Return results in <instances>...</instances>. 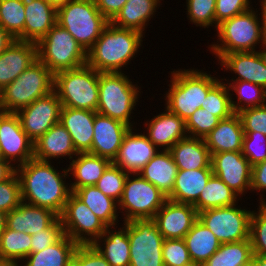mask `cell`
Masks as SVG:
<instances>
[{
    "label": "cell",
    "mask_w": 266,
    "mask_h": 266,
    "mask_svg": "<svg viewBox=\"0 0 266 266\" xmlns=\"http://www.w3.org/2000/svg\"><path fill=\"white\" fill-rule=\"evenodd\" d=\"M59 171L49 161L35 158L16 168L20 181L22 201L31 205L45 207L60 216L72 193L68 169ZM58 170V171H57ZM65 179V180H64Z\"/></svg>",
    "instance_id": "6da1fadb"
},
{
    "label": "cell",
    "mask_w": 266,
    "mask_h": 266,
    "mask_svg": "<svg viewBox=\"0 0 266 266\" xmlns=\"http://www.w3.org/2000/svg\"><path fill=\"white\" fill-rule=\"evenodd\" d=\"M144 37L140 31L119 28L110 22L87 52V64L100 73L122 72L140 52Z\"/></svg>",
    "instance_id": "7a4b0ae2"
},
{
    "label": "cell",
    "mask_w": 266,
    "mask_h": 266,
    "mask_svg": "<svg viewBox=\"0 0 266 266\" xmlns=\"http://www.w3.org/2000/svg\"><path fill=\"white\" fill-rule=\"evenodd\" d=\"M170 84L164 94L165 107L184 121L205 101L208 91L220 80L215 75L198 69L170 71ZM215 76V77H213Z\"/></svg>",
    "instance_id": "3957f363"
},
{
    "label": "cell",
    "mask_w": 266,
    "mask_h": 266,
    "mask_svg": "<svg viewBox=\"0 0 266 266\" xmlns=\"http://www.w3.org/2000/svg\"><path fill=\"white\" fill-rule=\"evenodd\" d=\"M260 9L259 13L253 7L218 25V43L209 46L210 52L216 56L215 59L219 60L224 54L232 52L256 51L257 45L261 46L264 42L262 6Z\"/></svg>",
    "instance_id": "277c9868"
},
{
    "label": "cell",
    "mask_w": 266,
    "mask_h": 266,
    "mask_svg": "<svg viewBox=\"0 0 266 266\" xmlns=\"http://www.w3.org/2000/svg\"><path fill=\"white\" fill-rule=\"evenodd\" d=\"M125 72H99V93L97 113L119 120L134 128V119L131 114L136 105L142 89L129 79ZM134 122V123H133Z\"/></svg>",
    "instance_id": "5b68a950"
},
{
    "label": "cell",
    "mask_w": 266,
    "mask_h": 266,
    "mask_svg": "<svg viewBox=\"0 0 266 266\" xmlns=\"http://www.w3.org/2000/svg\"><path fill=\"white\" fill-rule=\"evenodd\" d=\"M57 23L87 53L110 22L100 13L94 0H69L57 8Z\"/></svg>",
    "instance_id": "8992f818"
},
{
    "label": "cell",
    "mask_w": 266,
    "mask_h": 266,
    "mask_svg": "<svg viewBox=\"0 0 266 266\" xmlns=\"http://www.w3.org/2000/svg\"><path fill=\"white\" fill-rule=\"evenodd\" d=\"M99 72L88 64L54 75V91L62 106L97 111Z\"/></svg>",
    "instance_id": "52a82bcc"
},
{
    "label": "cell",
    "mask_w": 266,
    "mask_h": 266,
    "mask_svg": "<svg viewBox=\"0 0 266 266\" xmlns=\"http://www.w3.org/2000/svg\"><path fill=\"white\" fill-rule=\"evenodd\" d=\"M54 91V74L38 59L1 90L3 112L16 113Z\"/></svg>",
    "instance_id": "ba28073f"
},
{
    "label": "cell",
    "mask_w": 266,
    "mask_h": 266,
    "mask_svg": "<svg viewBox=\"0 0 266 266\" xmlns=\"http://www.w3.org/2000/svg\"><path fill=\"white\" fill-rule=\"evenodd\" d=\"M37 59L54 75L87 64V53L58 23L37 43Z\"/></svg>",
    "instance_id": "9c48e42d"
},
{
    "label": "cell",
    "mask_w": 266,
    "mask_h": 266,
    "mask_svg": "<svg viewBox=\"0 0 266 266\" xmlns=\"http://www.w3.org/2000/svg\"><path fill=\"white\" fill-rule=\"evenodd\" d=\"M167 197L139 173L128 174L123 195L118 203L119 213H124L123 221L153 219Z\"/></svg>",
    "instance_id": "30bf717a"
},
{
    "label": "cell",
    "mask_w": 266,
    "mask_h": 266,
    "mask_svg": "<svg viewBox=\"0 0 266 266\" xmlns=\"http://www.w3.org/2000/svg\"><path fill=\"white\" fill-rule=\"evenodd\" d=\"M252 211L232 206L206 209L198 212V220L206 226L220 243L250 240V219Z\"/></svg>",
    "instance_id": "8fae6325"
},
{
    "label": "cell",
    "mask_w": 266,
    "mask_h": 266,
    "mask_svg": "<svg viewBox=\"0 0 266 266\" xmlns=\"http://www.w3.org/2000/svg\"><path fill=\"white\" fill-rule=\"evenodd\" d=\"M130 243V266H164V238L153 219H134L127 222Z\"/></svg>",
    "instance_id": "7c38bea8"
},
{
    "label": "cell",
    "mask_w": 266,
    "mask_h": 266,
    "mask_svg": "<svg viewBox=\"0 0 266 266\" xmlns=\"http://www.w3.org/2000/svg\"><path fill=\"white\" fill-rule=\"evenodd\" d=\"M60 218L65 234L78 245L93 244L107 227L73 192Z\"/></svg>",
    "instance_id": "4fadbf2b"
},
{
    "label": "cell",
    "mask_w": 266,
    "mask_h": 266,
    "mask_svg": "<svg viewBox=\"0 0 266 266\" xmlns=\"http://www.w3.org/2000/svg\"><path fill=\"white\" fill-rule=\"evenodd\" d=\"M0 152L16 168L34 158V142L23 131L16 113H0Z\"/></svg>",
    "instance_id": "5bb4252c"
},
{
    "label": "cell",
    "mask_w": 266,
    "mask_h": 266,
    "mask_svg": "<svg viewBox=\"0 0 266 266\" xmlns=\"http://www.w3.org/2000/svg\"><path fill=\"white\" fill-rule=\"evenodd\" d=\"M62 104L55 91L36 99L16 112L23 131L35 142L52 126L60 123Z\"/></svg>",
    "instance_id": "9a60e30c"
},
{
    "label": "cell",
    "mask_w": 266,
    "mask_h": 266,
    "mask_svg": "<svg viewBox=\"0 0 266 266\" xmlns=\"http://www.w3.org/2000/svg\"><path fill=\"white\" fill-rule=\"evenodd\" d=\"M211 166L213 175L225 182L240 198L251 191L252 166L241 151L214 153L211 155Z\"/></svg>",
    "instance_id": "2e32d148"
},
{
    "label": "cell",
    "mask_w": 266,
    "mask_h": 266,
    "mask_svg": "<svg viewBox=\"0 0 266 266\" xmlns=\"http://www.w3.org/2000/svg\"><path fill=\"white\" fill-rule=\"evenodd\" d=\"M153 220L164 239H184L198 220V211L192 204L167 199Z\"/></svg>",
    "instance_id": "e0dca14e"
},
{
    "label": "cell",
    "mask_w": 266,
    "mask_h": 266,
    "mask_svg": "<svg viewBox=\"0 0 266 266\" xmlns=\"http://www.w3.org/2000/svg\"><path fill=\"white\" fill-rule=\"evenodd\" d=\"M130 128L112 162L128 174H137L160 151L145 135ZM135 131V132H134Z\"/></svg>",
    "instance_id": "ac0fdd59"
},
{
    "label": "cell",
    "mask_w": 266,
    "mask_h": 266,
    "mask_svg": "<svg viewBox=\"0 0 266 266\" xmlns=\"http://www.w3.org/2000/svg\"><path fill=\"white\" fill-rule=\"evenodd\" d=\"M131 127L100 113L95 114L90 154L104 157L111 162L117 157L123 138Z\"/></svg>",
    "instance_id": "d6986e66"
},
{
    "label": "cell",
    "mask_w": 266,
    "mask_h": 266,
    "mask_svg": "<svg viewBox=\"0 0 266 266\" xmlns=\"http://www.w3.org/2000/svg\"><path fill=\"white\" fill-rule=\"evenodd\" d=\"M218 61L222 70L237 75L223 81H249L266 89V65L257 50L224 54Z\"/></svg>",
    "instance_id": "ffe728a7"
},
{
    "label": "cell",
    "mask_w": 266,
    "mask_h": 266,
    "mask_svg": "<svg viewBox=\"0 0 266 266\" xmlns=\"http://www.w3.org/2000/svg\"><path fill=\"white\" fill-rule=\"evenodd\" d=\"M164 109V112L144 123V129L147 130H144L143 133H146L147 138L159 150L169 151L177 141L188 135L185 121L178 115L171 113L166 107Z\"/></svg>",
    "instance_id": "44dd1931"
},
{
    "label": "cell",
    "mask_w": 266,
    "mask_h": 266,
    "mask_svg": "<svg viewBox=\"0 0 266 266\" xmlns=\"http://www.w3.org/2000/svg\"><path fill=\"white\" fill-rule=\"evenodd\" d=\"M36 60V43L14 39L0 54V89L13 82Z\"/></svg>",
    "instance_id": "7402d4cb"
},
{
    "label": "cell",
    "mask_w": 266,
    "mask_h": 266,
    "mask_svg": "<svg viewBox=\"0 0 266 266\" xmlns=\"http://www.w3.org/2000/svg\"><path fill=\"white\" fill-rule=\"evenodd\" d=\"M96 111L62 106L60 123L67 129L77 153H89L92 147Z\"/></svg>",
    "instance_id": "603a6c76"
},
{
    "label": "cell",
    "mask_w": 266,
    "mask_h": 266,
    "mask_svg": "<svg viewBox=\"0 0 266 266\" xmlns=\"http://www.w3.org/2000/svg\"><path fill=\"white\" fill-rule=\"evenodd\" d=\"M24 41L38 43L57 23V8L46 0H24Z\"/></svg>",
    "instance_id": "cb8c5ba5"
},
{
    "label": "cell",
    "mask_w": 266,
    "mask_h": 266,
    "mask_svg": "<svg viewBox=\"0 0 266 266\" xmlns=\"http://www.w3.org/2000/svg\"><path fill=\"white\" fill-rule=\"evenodd\" d=\"M77 154L71 135L61 123L52 126L34 142V158L40 161L66 157L71 161Z\"/></svg>",
    "instance_id": "d4e9b609"
},
{
    "label": "cell",
    "mask_w": 266,
    "mask_h": 266,
    "mask_svg": "<svg viewBox=\"0 0 266 266\" xmlns=\"http://www.w3.org/2000/svg\"><path fill=\"white\" fill-rule=\"evenodd\" d=\"M58 215L52 210L21 202L7 213L6 227L18 232L34 235L46 229Z\"/></svg>",
    "instance_id": "484cf974"
},
{
    "label": "cell",
    "mask_w": 266,
    "mask_h": 266,
    "mask_svg": "<svg viewBox=\"0 0 266 266\" xmlns=\"http://www.w3.org/2000/svg\"><path fill=\"white\" fill-rule=\"evenodd\" d=\"M106 227L105 232L92 245L110 266H130V243L127 222L123 225Z\"/></svg>",
    "instance_id": "4316f807"
},
{
    "label": "cell",
    "mask_w": 266,
    "mask_h": 266,
    "mask_svg": "<svg viewBox=\"0 0 266 266\" xmlns=\"http://www.w3.org/2000/svg\"><path fill=\"white\" fill-rule=\"evenodd\" d=\"M244 130L237 113L219 121L218 125L203 139L210 154L227 151H241Z\"/></svg>",
    "instance_id": "83f0119b"
},
{
    "label": "cell",
    "mask_w": 266,
    "mask_h": 266,
    "mask_svg": "<svg viewBox=\"0 0 266 266\" xmlns=\"http://www.w3.org/2000/svg\"><path fill=\"white\" fill-rule=\"evenodd\" d=\"M169 151L178 170H196L211 165V154L203 138L187 136L177 141Z\"/></svg>",
    "instance_id": "f1b7e54d"
},
{
    "label": "cell",
    "mask_w": 266,
    "mask_h": 266,
    "mask_svg": "<svg viewBox=\"0 0 266 266\" xmlns=\"http://www.w3.org/2000/svg\"><path fill=\"white\" fill-rule=\"evenodd\" d=\"M67 165L69 175L74 181L69 183L71 191L96 185L106 168L112 163L109 159L90 153H78Z\"/></svg>",
    "instance_id": "f546056e"
},
{
    "label": "cell",
    "mask_w": 266,
    "mask_h": 266,
    "mask_svg": "<svg viewBox=\"0 0 266 266\" xmlns=\"http://www.w3.org/2000/svg\"><path fill=\"white\" fill-rule=\"evenodd\" d=\"M212 175L211 165L208 168L196 170H178L174 188L167 199L177 203L193 205Z\"/></svg>",
    "instance_id": "4dcf8cb0"
},
{
    "label": "cell",
    "mask_w": 266,
    "mask_h": 266,
    "mask_svg": "<svg viewBox=\"0 0 266 266\" xmlns=\"http://www.w3.org/2000/svg\"><path fill=\"white\" fill-rule=\"evenodd\" d=\"M177 171L171 152L160 150L139 174L168 197L174 188Z\"/></svg>",
    "instance_id": "1f68e13d"
},
{
    "label": "cell",
    "mask_w": 266,
    "mask_h": 266,
    "mask_svg": "<svg viewBox=\"0 0 266 266\" xmlns=\"http://www.w3.org/2000/svg\"><path fill=\"white\" fill-rule=\"evenodd\" d=\"M161 1L127 0L111 23L119 28L134 29L145 34L144 30L151 18L156 15L155 12H158Z\"/></svg>",
    "instance_id": "d6a6232c"
},
{
    "label": "cell",
    "mask_w": 266,
    "mask_h": 266,
    "mask_svg": "<svg viewBox=\"0 0 266 266\" xmlns=\"http://www.w3.org/2000/svg\"><path fill=\"white\" fill-rule=\"evenodd\" d=\"M107 226H118V203L103 194L95 185L78 188L73 192ZM118 223V224H117Z\"/></svg>",
    "instance_id": "836d02e7"
},
{
    "label": "cell",
    "mask_w": 266,
    "mask_h": 266,
    "mask_svg": "<svg viewBox=\"0 0 266 266\" xmlns=\"http://www.w3.org/2000/svg\"><path fill=\"white\" fill-rule=\"evenodd\" d=\"M78 244L66 234L43 251L30 253L20 266H70Z\"/></svg>",
    "instance_id": "e575fe53"
},
{
    "label": "cell",
    "mask_w": 266,
    "mask_h": 266,
    "mask_svg": "<svg viewBox=\"0 0 266 266\" xmlns=\"http://www.w3.org/2000/svg\"><path fill=\"white\" fill-rule=\"evenodd\" d=\"M186 247L194 263L203 265L219 248L217 237L199 220L184 237Z\"/></svg>",
    "instance_id": "d590c367"
},
{
    "label": "cell",
    "mask_w": 266,
    "mask_h": 266,
    "mask_svg": "<svg viewBox=\"0 0 266 266\" xmlns=\"http://www.w3.org/2000/svg\"><path fill=\"white\" fill-rule=\"evenodd\" d=\"M242 200L225 182L212 175L193 204L198 212L211 208L232 206Z\"/></svg>",
    "instance_id": "8d00e7d4"
},
{
    "label": "cell",
    "mask_w": 266,
    "mask_h": 266,
    "mask_svg": "<svg viewBox=\"0 0 266 266\" xmlns=\"http://www.w3.org/2000/svg\"><path fill=\"white\" fill-rule=\"evenodd\" d=\"M226 84L230 92L234 113L266 104V89L262 86L249 81H229ZM233 92L236 94V101Z\"/></svg>",
    "instance_id": "74e56055"
},
{
    "label": "cell",
    "mask_w": 266,
    "mask_h": 266,
    "mask_svg": "<svg viewBox=\"0 0 266 266\" xmlns=\"http://www.w3.org/2000/svg\"><path fill=\"white\" fill-rule=\"evenodd\" d=\"M253 256L251 241L221 243L220 248L202 266H238Z\"/></svg>",
    "instance_id": "f35d334b"
},
{
    "label": "cell",
    "mask_w": 266,
    "mask_h": 266,
    "mask_svg": "<svg viewBox=\"0 0 266 266\" xmlns=\"http://www.w3.org/2000/svg\"><path fill=\"white\" fill-rule=\"evenodd\" d=\"M31 235L7 227L0 235V260L21 263L31 253Z\"/></svg>",
    "instance_id": "ab89813d"
},
{
    "label": "cell",
    "mask_w": 266,
    "mask_h": 266,
    "mask_svg": "<svg viewBox=\"0 0 266 266\" xmlns=\"http://www.w3.org/2000/svg\"><path fill=\"white\" fill-rule=\"evenodd\" d=\"M24 0H0V25L15 40L24 41Z\"/></svg>",
    "instance_id": "60d3db41"
},
{
    "label": "cell",
    "mask_w": 266,
    "mask_h": 266,
    "mask_svg": "<svg viewBox=\"0 0 266 266\" xmlns=\"http://www.w3.org/2000/svg\"><path fill=\"white\" fill-rule=\"evenodd\" d=\"M202 109L217 116L220 120L229 118L234 114L231 105L230 92L225 81L220 79L207 93Z\"/></svg>",
    "instance_id": "b9f144b4"
},
{
    "label": "cell",
    "mask_w": 266,
    "mask_h": 266,
    "mask_svg": "<svg viewBox=\"0 0 266 266\" xmlns=\"http://www.w3.org/2000/svg\"><path fill=\"white\" fill-rule=\"evenodd\" d=\"M128 173L123 171L120 167L111 163L103 175L96 183V187L108 197L114 199L117 203L122 198L125 181Z\"/></svg>",
    "instance_id": "7bdbcfd3"
},
{
    "label": "cell",
    "mask_w": 266,
    "mask_h": 266,
    "mask_svg": "<svg viewBox=\"0 0 266 266\" xmlns=\"http://www.w3.org/2000/svg\"><path fill=\"white\" fill-rule=\"evenodd\" d=\"M216 0H186L187 17L196 27L209 28L215 25Z\"/></svg>",
    "instance_id": "ee69618b"
},
{
    "label": "cell",
    "mask_w": 266,
    "mask_h": 266,
    "mask_svg": "<svg viewBox=\"0 0 266 266\" xmlns=\"http://www.w3.org/2000/svg\"><path fill=\"white\" fill-rule=\"evenodd\" d=\"M220 119L206 109L198 108L185 121V128L189 137L204 138L219 123Z\"/></svg>",
    "instance_id": "f6af8a7d"
},
{
    "label": "cell",
    "mask_w": 266,
    "mask_h": 266,
    "mask_svg": "<svg viewBox=\"0 0 266 266\" xmlns=\"http://www.w3.org/2000/svg\"><path fill=\"white\" fill-rule=\"evenodd\" d=\"M252 210L250 219V241L253 255L266 256V211L261 205Z\"/></svg>",
    "instance_id": "bcb514c9"
},
{
    "label": "cell",
    "mask_w": 266,
    "mask_h": 266,
    "mask_svg": "<svg viewBox=\"0 0 266 266\" xmlns=\"http://www.w3.org/2000/svg\"><path fill=\"white\" fill-rule=\"evenodd\" d=\"M242 154L251 166L266 160V135L261 132H244Z\"/></svg>",
    "instance_id": "7dc6e473"
},
{
    "label": "cell",
    "mask_w": 266,
    "mask_h": 266,
    "mask_svg": "<svg viewBox=\"0 0 266 266\" xmlns=\"http://www.w3.org/2000/svg\"><path fill=\"white\" fill-rule=\"evenodd\" d=\"M162 252L164 266H185L192 263L184 239H165Z\"/></svg>",
    "instance_id": "c3c4849f"
},
{
    "label": "cell",
    "mask_w": 266,
    "mask_h": 266,
    "mask_svg": "<svg viewBox=\"0 0 266 266\" xmlns=\"http://www.w3.org/2000/svg\"><path fill=\"white\" fill-rule=\"evenodd\" d=\"M65 235L60 216H58L46 229L31 235V253L43 251L50 245L58 242Z\"/></svg>",
    "instance_id": "681fc988"
},
{
    "label": "cell",
    "mask_w": 266,
    "mask_h": 266,
    "mask_svg": "<svg viewBox=\"0 0 266 266\" xmlns=\"http://www.w3.org/2000/svg\"><path fill=\"white\" fill-rule=\"evenodd\" d=\"M21 202L20 181L15 173L11 178L0 182V210L9 213Z\"/></svg>",
    "instance_id": "f907efd6"
},
{
    "label": "cell",
    "mask_w": 266,
    "mask_h": 266,
    "mask_svg": "<svg viewBox=\"0 0 266 266\" xmlns=\"http://www.w3.org/2000/svg\"><path fill=\"white\" fill-rule=\"evenodd\" d=\"M253 7L251 0H216L215 5V26L233 16L246 12Z\"/></svg>",
    "instance_id": "816d5d0a"
},
{
    "label": "cell",
    "mask_w": 266,
    "mask_h": 266,
    "mask_svg": "<svg viewBox=\"0 0 266 266\" xmlns=\"http://www.w3.org/2000/svg\"><path fill=\"white\" fill-rule=\"evenodd\" d=\"M244 132H261L266 135V104L247 108L237 113Z\"/></svg>",
    "instance_id": "f5cc1de1"
},
{
    "label": "cell",
    "mask_w": 266,
    "mask_h": 266,
    "mask_svg": "<svg viewBox=\"0 0 266 266\" xmlns=\"http://www.w3.org/2000/svg\"><path fill=\"white\" fill-rule=\"evenodd\" d=\"M70 266H110L105 258L91 245H78Z\"/></svg>",
    "instance_id": "db71d44e"
},
{
    "label": "cell",
    "mask_w": 266,
    "mask_h": 266,
    "mask_svg": "<svg viewBox=\"0 0 266 266\" xmlns=\"http://www.w3.org/2000/svg\"><path fill=\"white\" fill-rule=\"evenodd\" d=\"M100 13L111 22L127 0H94Z\"/></svg>",
    "instance_id": "11a10c76"
},
{
    "label": "cell",
    "mask_w": 266,
    "mask_h": 266,
    "mask_svg": "<svg viewBox=\"0 0 266 266\" xmlns=\"http://www.w3.org/2000/svg\"><path fill=\"white\" fill-rule=\"evenodd\" d=\"M259 191V193L266 191V160L252 166L251 174V191Z\"/></svg>",
    "instance_id": "9f6ffc18"
},
{
    "label": "cell",
    "mask_w": 266,
    "mask_h": 266,
    "mask_svg": "<svg viewBox=\"0 0 266 266\" xmlns=\"http://www.w3.org/2000/svg\"><path fill=\"white\" fill-rule=\"evenodd\" d=\"M16 173V167L6 160H0V182L11 178Z\"/></svg>",
    "instance_id": "6f0895ef"
},
{
    "label": "cell",
    "mask_w": 266,
    "mask_h": 266,
    "mask_svg": "<svg viewBox=\"0 0 266 266\" xmlns=\"http://www.w3.org/2000/svg\"><path fill=\"white\" fill-rule=\"evenodd\" d=\"M14 39L0 25V54L11 44Z\"/></svg>",
    "instance_id": "680465c9"
},
{
    "label": "cell",
    "mask_w": 266,
    "mask_h": 266,
    "mask_svg": "<svg viewBox=\"0 0 266 266\" xmlns=\"http://www.w3.org/2000/svg\"><path fill=\"white\" fill-rule=\"evenodd\" d=\"M253 266H266V256L253 255Z\"/></svg>",
    "instance_id": "91938a15"
},
{
    "label": "cell",
    "mask_w": 266,
    "mask_h": 266,
    "mask_svg": "<svg viewBox=\"0 0 266 266\" xmlns=\"http://www.w3.org/2000/svg\"><path fill=\"white\" fill-rule=\"evenodd\" d=\"M6 223H7V213L0 210V235L6 228Z\"/></svg>",
    "instance_id": "94428289"
},
{
    "label": "cell",
    "mask_w": 266,
    "mask_h": 266,
    "mask_svg": "<svg viewBox=\"0 0 266 266\" xmlns=\"http://www.w3.org/2000/svg\"><path fill=\"white\" fill-rule=\"evenodd\" d=\"M259 48L260 49L257 50V52L259 53L264 64L266 65V42H263Z\"/></svg>",
    "instance_id": "6125c7cd"
},
{
    "label": "cell",
    "mask_w": 266,
    "mask_h": 266,
    "mask_svg": "<svg viewBox=\"0 0 266 266\" xmlns=\"http://www.w3.org/2000/svg\"><path fill=\"white\" fill-rule=\"evenodd\" d=\"M46 1L49 2L51 5H53L54 7L58 8L64 5L69 0H46Z\"/></svg>",
    "instance_id": "be15d7a7"
},
{
    "label": "cell",
    "mask_w": 266,
    "mask_h": 266,
    "mask_svg": "<svg viewBox=\"0 0 266 266\" xmlns=\"http://www.w3.org/2000/svg\"><path fill=\"white\" fill-rule=\"evenodd\" d=\"M0 266H20V263L15 261L0 260Z\"/></svg>",
    "instance_id": "e7e4bbea"
},
{
    "label": "cell",
    "mask_w": 266,
    "mask_h": 266,
    "mask_svg": "<svg viewBox=\"0 0 266 266\" xmlns=\"http://www.w3.org/2000/svg\"><path fill=\"white\" fill-rule=\"evenodd\" d=\"M263 196H265V195H263V193H262V194L260 193V196H259V199H260V200H258V201H259V204H260V205L263 207V209L266 211V198L264 199Z\"/></svg>",
    "instance_id": "03108f58"
},
{
    "label": "cell",
    "mask_w": 266,
    "mask_h": 266,
    "mask_svg": "<svg viewBox=\"0 0 266 266\" xmlns=\"http://www.w3.org/2000/svg\"><path fill=\"white\" fill-rule=\"evenodd\" d=\"M263 34H264V42H266V16H263Z\"/></svg>",
    "instance_id": "003e7915"
},
{
    "label": "cell",
    "mask_w": 266,
    "mask_h": 266,
    "mask_svg": "<svg viewBox=\"0 0 266 266\" xmlns=\"http://www.w3.org/2000/svg\"><path fill=\"white\" fill-rule=\"evenodd\" d=\"M260 6L263 8V16H266V0H260Z\"/></svg>",
    "instance_id": "a7ac6f4b"
},
{
    "label": "cell",
    "mask_w": 266,
    "mask_h": 266,
    "mask_svg": "<svg viewBox=\"0 0 266 266\" xmlns=\"http://www.w3.org/2000/svg\"><path fill=\"white\" fill-rule=\"evenodd\" d=\"M238 266H253V258H251L248 262L243 263L241 265Z\"/></svg>",
    "instance_id": "89a4df30"
},
{
    "label": "cell",
    "mask_w": 266,
    "mask_h": 266,
    "mask_svg": "<svg viewBox=\"0 0 266 266\" xmlns=\"http://www.w3.org/2000/svg\"><path fill=\"white\" fill-rule=\"evenodd\" d=\"M3 112V106H2V95H1V89H0V113Z\"/></svg>",
    "instance_id": "2644e50d"
},
{
    "label": "cell",
    "mask_w": 266,
    "mask_h": 266,
    "mask_svg": "<svg viewBox=\"0 0 266 266\" xmlns=\"http://www.w3.org/2000/svg\"><path fill=\"white\" fill-rule=\"evenodd\" d=\"M185 266H202V265L199 264V263H194V262H192V263H190V264H188V265H185Z\"/></svg>",
    "instance_id": "8c879c8a"
},
{
    "label": "cell",
    "mask_w": 266,
    "mask_h": 266,
    "mask_svg": "<svg viewBox=\"0 0 266 266\" xmlns=\"http://www.w3.org/2000/svg\"><path fill=\"white\" fill-rule=\"evenodd\" d=\"M0 160H4V159L2 158L1 152H0Z\"/></svg>",
    "instance_id": "753ad0ef"
}]
</instances>
